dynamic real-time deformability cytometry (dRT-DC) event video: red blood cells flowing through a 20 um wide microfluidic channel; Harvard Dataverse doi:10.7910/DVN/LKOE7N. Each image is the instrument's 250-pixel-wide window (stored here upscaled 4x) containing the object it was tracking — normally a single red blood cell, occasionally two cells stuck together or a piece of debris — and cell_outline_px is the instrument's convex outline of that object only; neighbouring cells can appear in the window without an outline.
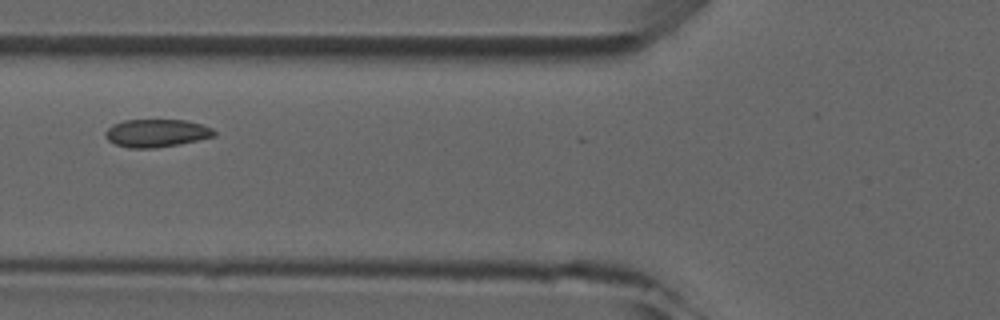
{"species": "common noctule bat (a hibernating species)", "species_latin": "Nyctalus noctula", "temperature_condition": "room temperature", "stored_images_in_passage": 4, "camera_frame_rate_fps": 3000, "um_per_image_px": 0.085, "animal": {"sex": "male", "forearm_length_mm": 52.5}, "frame": {"image": 1, "passage_image": 4, "time_ms": 4.333, "image_size_px": [1000, 320], "cell_outline_px": [[216, 136], [180, 144], [152, 148], [128, 148], [116, 144], [108, 140], [104, 136], [104, 132], [112, 124], [124, 120], [184, 120], [200, 124], [212, 128], [216, 132]], "centroid_in_image_um": [13.28, 11.31], "position_along_channel_um": 112.5, "area_um2": 17.69}}